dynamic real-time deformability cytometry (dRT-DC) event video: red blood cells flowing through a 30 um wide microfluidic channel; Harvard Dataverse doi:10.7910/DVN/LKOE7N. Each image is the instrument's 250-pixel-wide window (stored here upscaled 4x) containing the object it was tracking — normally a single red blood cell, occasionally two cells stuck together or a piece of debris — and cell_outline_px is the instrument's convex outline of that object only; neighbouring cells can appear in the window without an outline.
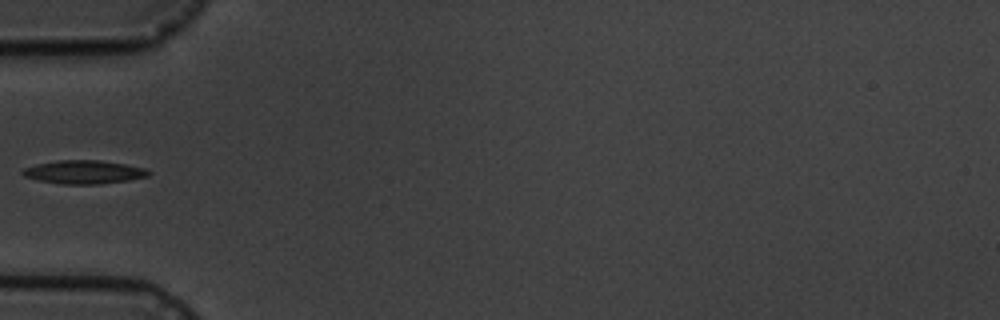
{"species": "common noctule bat (a hibernating species)", "species_latin": "Nyctalus noctula", "temperature_condition": "cold", "stored_images_in_passage": 1, "camera_frame_rate_fps": 3000, "um_per_image_px": 0.085, "animal": {"sex": "male", "body_mass_g": 19.5, "forearm_length_mm": 54.6}, "frame": {"image": 1, "passage_image": 1, "time_ms": 0.0, "image_size_px": [1000, 320], "cell_outline_px": [[152, 172], [148, 176], [128, 180], [100, 184], [60, 184], [36, 180], [24, 176], [20, 172], [24, 168], [36, 164], [60, 160], [100, 160], [124, 164], [144, 168]], "centroid_in_image_um": [7.1, 14.63], "position_along_channel_um": 77.9, "area_um2": 17.22}}